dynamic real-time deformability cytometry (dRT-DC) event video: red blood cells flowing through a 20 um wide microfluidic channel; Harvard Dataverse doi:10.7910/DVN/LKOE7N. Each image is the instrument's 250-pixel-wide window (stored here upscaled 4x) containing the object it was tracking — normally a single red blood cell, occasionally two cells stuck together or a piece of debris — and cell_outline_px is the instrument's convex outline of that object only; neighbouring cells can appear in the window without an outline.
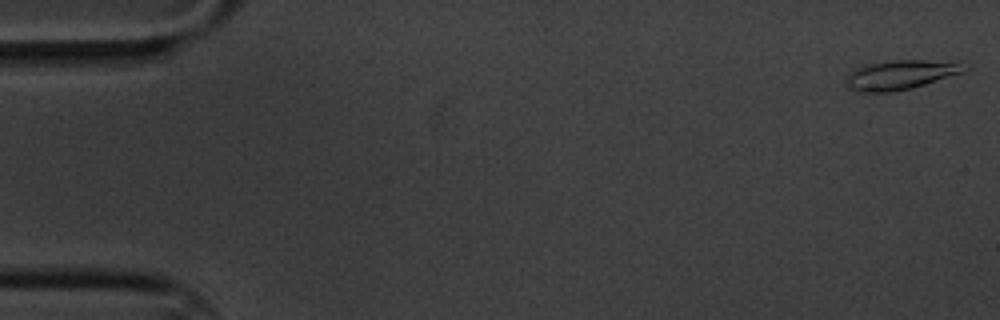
{"species": "common noctule bat (a hibernating species)", "species_latin": "Nyctalus noctula", "temperature_condition": "cold", "stored_images_in_passage": 16, "camera_frame_rate_fps": 3000, "um_per_image_px": 0.085, "animal": {"sex": "male", "body_mass_g": 20.1, "forearm_length_mm": 53.5}, "frame": {"image": 1, "passage_image": 1, "time_ms": 0.0, "image_size_px": [1000, 320], "cell_outline_px": [[972, 68], [964, 72], [912, 88], [888, 92], [864, 92], [848, 88], [844, 84], [848, 72], [856, 68], [868, 64], [896, 60], [924, 60], [956, 64]], "centroid_in_image_um": [76.46, 6.37], "position_along_channel_um": 8.5, "area_um2": 19.88}}